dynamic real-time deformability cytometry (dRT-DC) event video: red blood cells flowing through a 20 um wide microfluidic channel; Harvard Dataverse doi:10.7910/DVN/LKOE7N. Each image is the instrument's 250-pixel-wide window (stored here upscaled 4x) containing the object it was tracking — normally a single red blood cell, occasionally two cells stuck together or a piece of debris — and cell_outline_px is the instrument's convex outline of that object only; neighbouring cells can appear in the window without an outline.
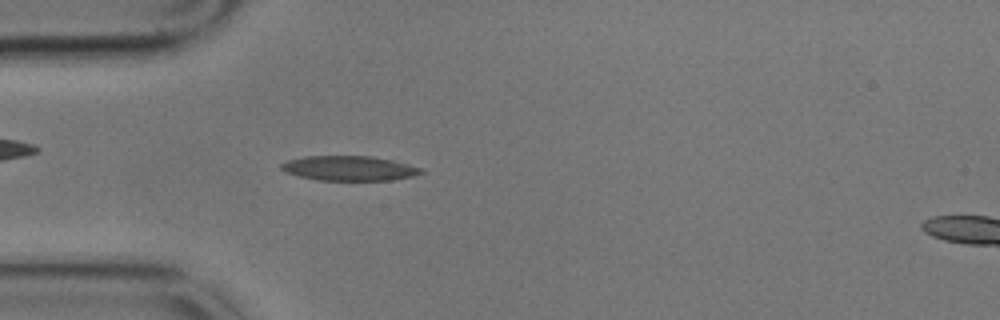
{"species": "common noctule bat (a hibernating species)", "species_latin": "Nyctalus noctula", "temperature_condition": "cold", "stored_images_in_passage": 56, "camera_frame_rate_fps": 3000, "um_per_image_px": 0.085, "animal": {"sex": "male", "body_mass_g": 17.9}, "frame": {"image": 1, "passage_image": 15, "time_ms": 4.667, "image_size_px": [1000, 320], "cell_outline_px": [[424, 172], [412, 176], [392, 180], [316, 180], [284, 172], [280, 168], [280, 164], [288, 160], [304, 156], [372, 156], [392, 160], [424, 168]], "centroid_in_image_um": [29.68, 14.3], "position_along_channel_um": 55.3, "area_um2": 20.23}}
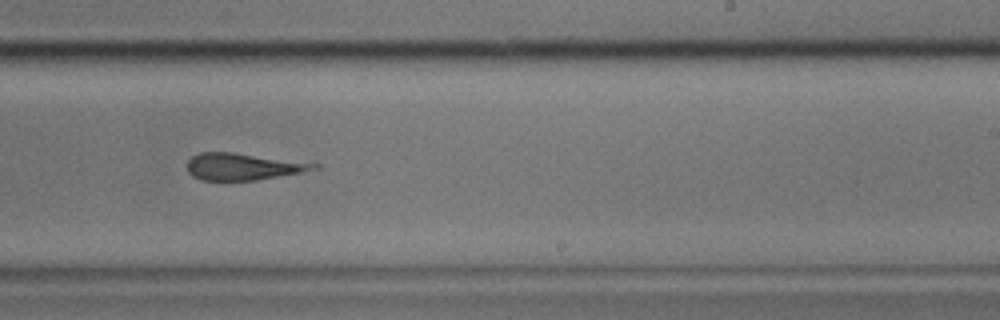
{"frame": {"image": 2, "passage_image": 34, "time_ms": 11.0, "image_size_px": [1000, 320], "cell_outline_px": [[320, 168], [300, 172], [256, 180], [200, 180], [192, 176], [188, 172], [188, 160], [192, 156], [200, 152], [232, 152], [320, 164]], "centroid_in_image_um": [20.61, 14.16], "position_along_channel_um": 268.4, "area_um2": 19.59}}
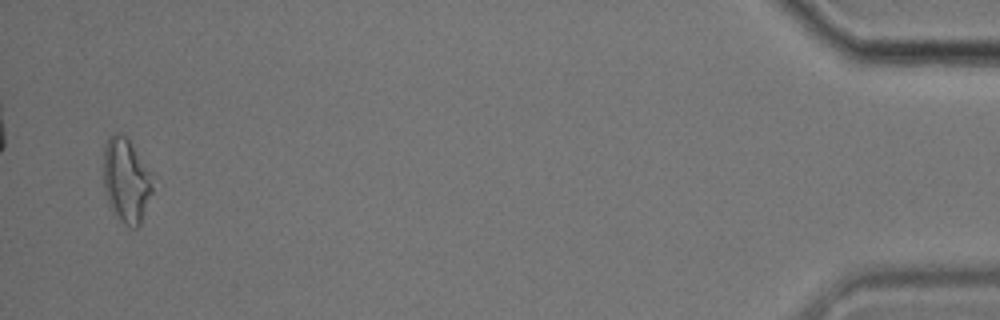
{"frame": {"image": 3, "passage_image": 55, "time_ms": 18.0, "image_size_px": [1000, 320], "cell_outline_px": [[152, 192], [140, 224], [136, 228], [128, 228], [112, 212], [108, 204], [104, 192], [104, 144], [108, 136], [116, 132], [120, 132], [128, 140], [152, 172]], "centroid_in_image_um": [10.71, 15.35], "position_along_channel_um": 424.5, "area_um2": 24.39}, "authors_computed_cell_mechanics": {"area_um2": 20.2589, "velocity_mm_per_s": 3.4357, "shape_relaxation_time_tau1_ms": null, "shape_relaxation_time_tau2_ms": 2.4734, "deformation_change_tau1": null, "deformation_change_tau2": 0.1433}}